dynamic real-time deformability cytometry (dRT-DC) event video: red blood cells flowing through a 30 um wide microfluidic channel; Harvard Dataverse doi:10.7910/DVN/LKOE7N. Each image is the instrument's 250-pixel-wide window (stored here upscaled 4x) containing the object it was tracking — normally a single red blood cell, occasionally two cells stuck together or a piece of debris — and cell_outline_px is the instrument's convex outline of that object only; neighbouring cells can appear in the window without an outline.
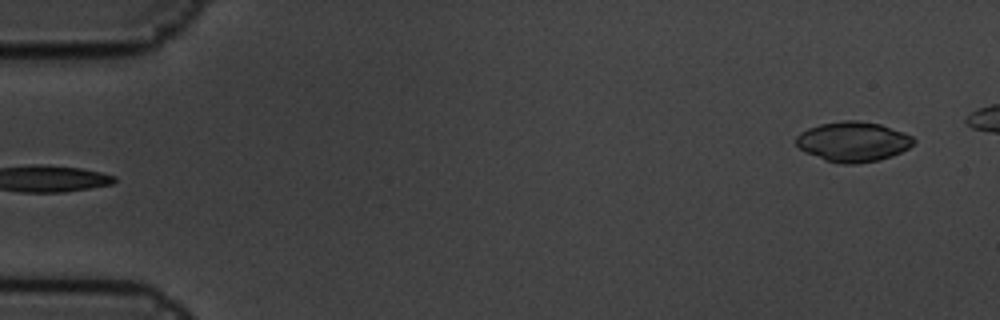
{"species": "common noctule bat (a hibernating species)", "species_latin": "Nyctalus noctula", "temperature_condition": "cold", "stored_images_in_passage": 7, "camera_frame_rate_fps": 3000, "um_per_image_px": 0.085, "animal": {"sex": "male", "body_mass_g": 19.5, "forearm_length_mm": 54.6}, "frame": {"image": 1, "passage_image": 7, "time_ms": 2.0, "image_size_px": [1000, 320], "cell_outline_px": [[916, 140], [908, 148], [892, 156], [880, 160], [856, 164], [840, 164], [824, 160], [804, 152], [796, 144], [796, 136], [800, 132], [808, 128], [820, 124], [844, 120], [860, 120], [880, 124], [904, 132], [912, 136]], "centroid_in_image_um": [72.5, 12.04], "position_along_channel_um": 12.5, "area_um2": 27.57}}